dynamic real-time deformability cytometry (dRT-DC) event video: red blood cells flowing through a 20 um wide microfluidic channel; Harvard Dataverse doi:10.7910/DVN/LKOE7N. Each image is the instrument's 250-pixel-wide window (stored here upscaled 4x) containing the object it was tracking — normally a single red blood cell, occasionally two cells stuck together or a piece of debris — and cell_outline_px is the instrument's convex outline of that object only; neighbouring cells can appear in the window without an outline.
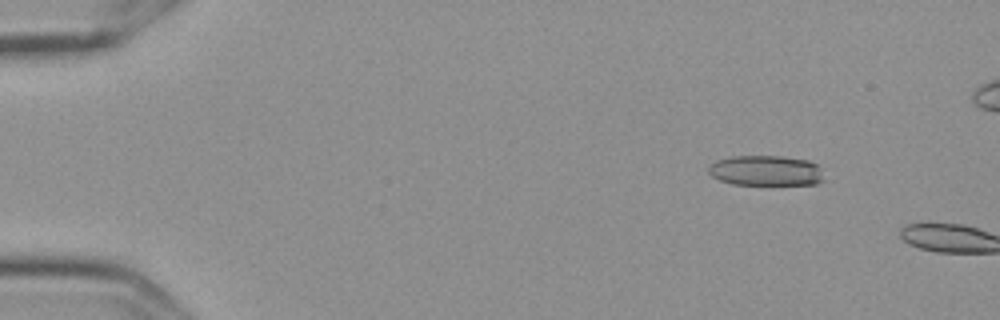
{"species": "Egyptian fruit bat (a non-hibernating species)", "species_latin": "Rousettus aegyptiacus", "temperature_condition": "cold", "stored_images_in_passage": 3, "camera_frame_rate_fps": 3000, "um_per_image_px": 0.085, "frame": {"image": 1, "passage_image": 1, "time_ms": 0.0, "image_size_px": [1000, 320], "cell_outline_px": [[824, 180], [816, 184], [732, 184], [720, 180], [712, 176], [708, 172], [708, 168], [716, 160], [732, 156], [784, 156], [808, 160], [816, 164], [820, 168]], "centroid_in_image_um": [65.1, 14.49], "position_along_channel_um": 19.9, "area_um2": 20.35}}